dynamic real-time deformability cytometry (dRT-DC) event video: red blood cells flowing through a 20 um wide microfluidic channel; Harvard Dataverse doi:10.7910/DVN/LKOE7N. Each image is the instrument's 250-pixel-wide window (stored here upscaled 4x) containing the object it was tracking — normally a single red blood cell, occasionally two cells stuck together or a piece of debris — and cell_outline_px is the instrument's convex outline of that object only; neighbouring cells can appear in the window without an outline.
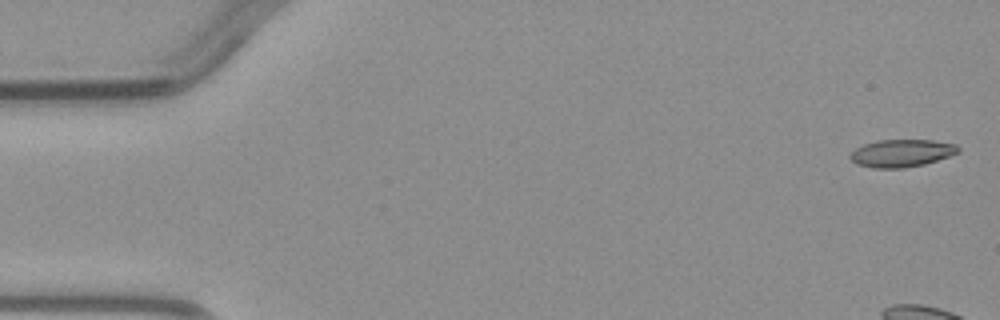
{"species": "common noctule bat (a hibernating species)", "species_latin": "Nyctalus noctula", "temperature_condition": "warm", "stored_images_in_passage": 5, "camera_frame_rate_fps": 3000, "um_per_image_px": 0.085, "animal": {"sex": "male", "body_mass_g": 23.1, "forearm_length_mm": 52.7}, "frame": {"image": 1, "passage_image": 1, "time_ms": 0.0, "image_size_px": [1000, 320], "cell_outline_px": [[960, 152], [924, 164], [904, 168], [872, 168], [856, 164], [848, 156], [856, 148], [864, 144], [876, 140], [932, 140], [956, 144], [960, 148]], "centroid_in_image_um": [76.62, 13.02], "position_along_channel_um": 8.4, "area_um2": 17.34}}